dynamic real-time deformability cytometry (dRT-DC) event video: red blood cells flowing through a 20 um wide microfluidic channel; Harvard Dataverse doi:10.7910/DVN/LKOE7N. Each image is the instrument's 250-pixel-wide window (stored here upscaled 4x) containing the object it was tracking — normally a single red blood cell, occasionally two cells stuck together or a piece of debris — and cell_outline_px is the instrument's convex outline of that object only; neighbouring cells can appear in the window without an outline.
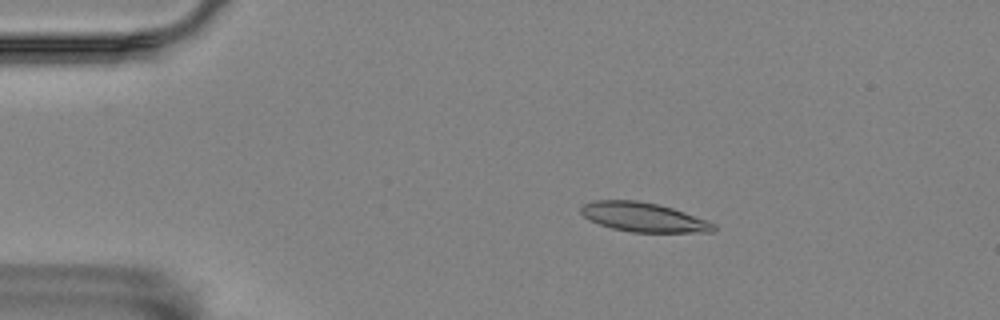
{"species": "Egyptian fruit bat (a non-hibernating species)", "species_latin": "Rousettus aegyptiacus", "temperature_condition": "room temperature", "stored_images_in_passage": 56, "camera_frame_rate_fps": 3000, "um_per_image_px": 0.085, "animal": {"sex": "female"}, "frame": {"image": 1, "passage_image": 10, "time_ms": 3.0, "image_size_px": [1000, 320], "cell_outline_px": [[716, 228], [712, 232], [632, 232], [612, 228], [588, 220], [580, 212], [580, 208], [584, 204], [596, 200], [636, 200], [660, 204], [708, 220], [716, 224]], "centroid_in_image_um": [54.71, 18.46], "position_along_channel_um": 30.3, "area_um2": 22.66}}
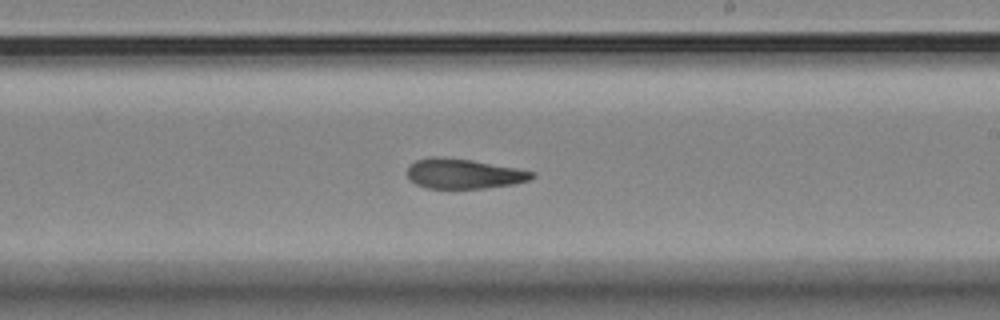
{"frame": {"image": 2, "passage_image": 33, "time_ms": 10.667, "image_size_px": [1000, 320], "cell_outline_px": [[536, 176], [532, 180], [512, 184], [484, 188], [428, 188], [416, 184], [408, 180], [408, 164], [416, 160], [432, 156], [436, 156], [472, 160], [516, 168], [536, 172]], "centroid_in_image_um": [39.41, 14.76], "position_along_channel_um": 249.6, "area_um2": 21.85}}
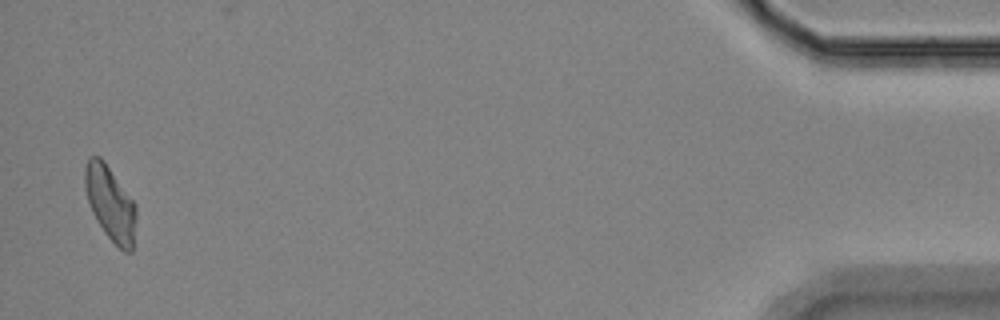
{"frame": {"image": 3, "passage_image": 55, "time_ms": 18.0, "image_size_px": [1000, 320], "cell_outline_px": [[136, 216], [132, 252], [124, 252], [104, 232], [96, 220], [92, 212], [84, 188], [84, 172], [88, 156], [100, 156], [104, 160], [136, 204]], "centroid_in_image_um": [9.37, 17.25], "position_along_channel_um": 425.8, "area_um2": 22.25}, "authors_computed_cell_mechanics": {"area_um2": 22.6287, "velocity_mm_per_s": 3.5385, "shape_relaxation_time_tau1_ms": 11.0479, "shape_relaxation_time_tau2_ms": 3.3669, "deformation_change_tau1": 0.2427, "deformation_change_tau2": 0.0853}}